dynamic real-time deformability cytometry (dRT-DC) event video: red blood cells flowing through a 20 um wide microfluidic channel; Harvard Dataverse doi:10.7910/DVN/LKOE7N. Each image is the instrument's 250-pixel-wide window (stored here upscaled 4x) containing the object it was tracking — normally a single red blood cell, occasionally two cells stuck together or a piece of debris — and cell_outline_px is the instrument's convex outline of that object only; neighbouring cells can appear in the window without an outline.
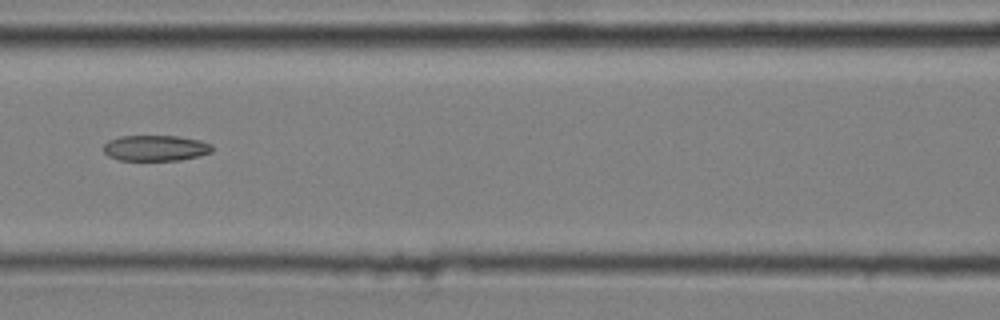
{"species": "common noctule bat (a hibernating species)", "species_latin": "Nyctalus noctula", "temperature_condition": "cold", "stored_images_in_passage": 8, "camera_frame_rate_fps": 3000, "um_per_image_px": 0.085, "animal": {"sex": "male", "body_mass_g": 20.4}, "frame": {"image": 1, "passage_image": 6, "time_ms": 1.667, "image_size_px": [1000, 320], "cell_outline_px": [[212, 152], [200, 156], [180, 160], [120, 160], [108, 156], [104, 152], [104, 144], [108, 140], [120, 136], [176, 136], [200, 140], [212, 144]], "centroid_in_image_um": [13.23, 12.58], "position_along_channel_um": 153.4, "area_um2": 16.36}}
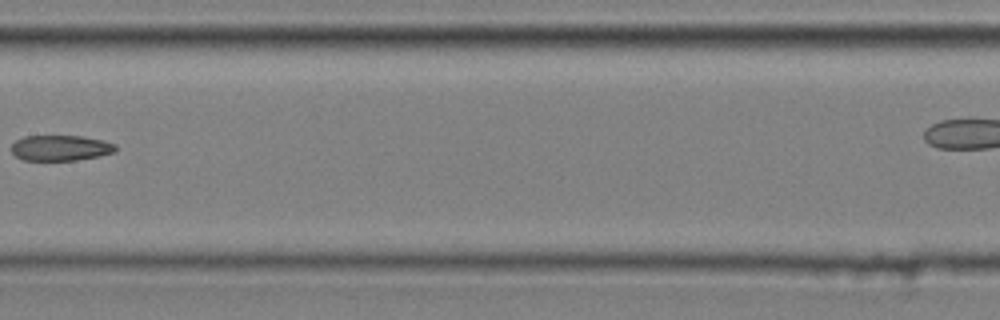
{"frame": {"image": 2, "passage_image": 7, "time_ms": 2.0, "image_size_px": [1000, 320], "cell_outline_px": [[116, 152], [100, 156], [76, 160], [24, 160], [16, 156], [12, 152], [12, 144], [16, 140], [24, 136], [84, 136], [116, 144]], "centroid_in_image_um": [5.16, 12.57], "position_along_channel_um": 202.2, "area_um2": 15.49}}
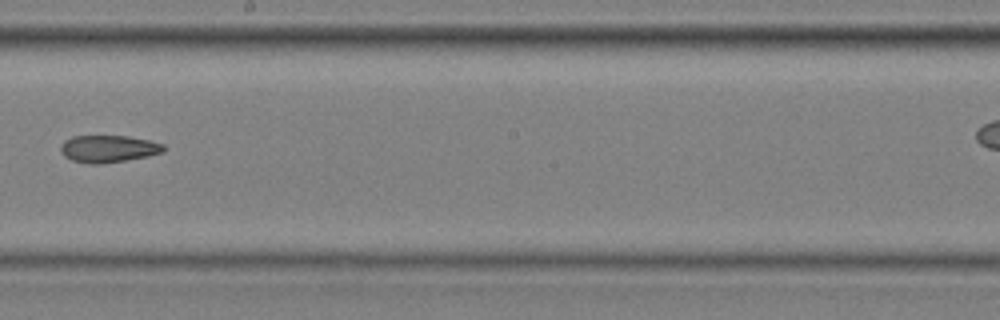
{"frame": {"image": 3, "passage_image": 8, "time_ms": 2.333, "image_size_px": [1000, 320], "cell_outline_px": [[164, 152], [148, 156], [100, 164], [88, 164], [72, 160], [64, 156], [60, 152], [60, 148], [64, 140], [72, 136], [128, 136], [148, 140], [164, 144]], "centroid_in_image_um": [9.19, 12.64], "position_along_channel_um": 239.0, "area_um2": 16.3}}